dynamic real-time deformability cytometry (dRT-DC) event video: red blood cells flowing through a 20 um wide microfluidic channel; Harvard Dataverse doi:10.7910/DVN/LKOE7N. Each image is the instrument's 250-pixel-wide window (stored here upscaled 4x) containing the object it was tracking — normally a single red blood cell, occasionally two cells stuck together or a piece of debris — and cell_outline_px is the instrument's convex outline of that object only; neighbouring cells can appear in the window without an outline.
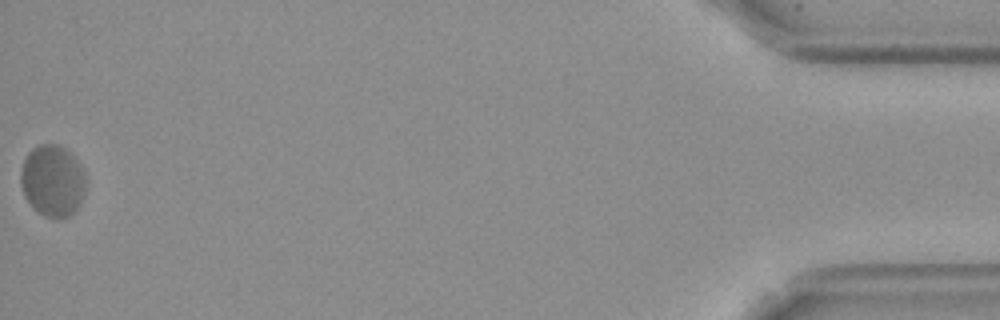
{"species": "Egyptian fruit bat (a non-hibernating species)", "species_latin": "Rousettus aegyptiacus", "temperature_condition": "cold", "stored_images_in_passage": 58, "camera_frame_rate_fps": 3000, "um_per_image_px": 0.085, "frame": {"image": 1, "passage_image": 58, "time_ms": 19.0, "image_size_px": [1000, 320], "cell_outline_px": [[88, 180], [80, 204], [76, 212], [68, 216], [44, 216], [24, 196], [20, 184], [20, 172], [24, 160], [28, 152], [40, 144], [60, 144], [72, 152], [80, 164]], "centroid_in_image_um": [4.51, 15.31], "position_along_channel_um": 430.7, "area_um2": 27.34}, "authors_computed_cell_mechanics": {"area_um2": 25.8366, "velocity_mm_per_s": 3.5169, "shape_relaxation_time_tau1_ms": 8.073, "shape_relaxation_time_tau2_ms": 10.4539, "deformation_change_tau1": 0.1416, "deformation_change_tau2": 0.1147}}